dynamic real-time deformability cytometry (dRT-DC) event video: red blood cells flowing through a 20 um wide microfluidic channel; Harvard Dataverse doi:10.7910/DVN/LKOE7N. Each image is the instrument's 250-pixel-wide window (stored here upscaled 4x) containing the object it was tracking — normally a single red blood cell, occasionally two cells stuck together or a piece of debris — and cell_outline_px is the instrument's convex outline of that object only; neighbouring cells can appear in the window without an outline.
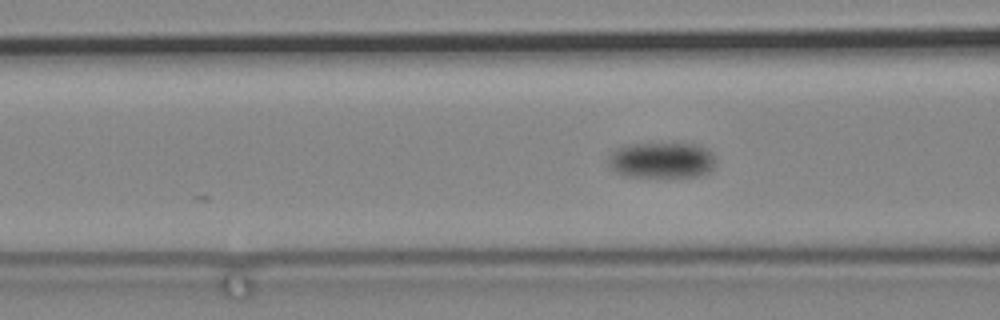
{"species": "common noctule bat (a hibernating species)", "species_latin": "Nyctalus noctula", "temperature_condition": "cold", "stored_images_in_passage": 102, "camera_frame_rate_fps": 3000, "um_per_image_px": 0.085, "animal": {"sex": "male", "body_mass_g": 19.2, "forearm_length_mm": 51.8}, "frame": {"image": 1, "passage_image": 52, "time_ms": 17.0, "image_size_px": [1000, 320], "cell_outline_px": [[716, 160], [712, 168], [708, 172], [696, 176], [624, 176], [616, 172], [608, 164], [608, 160], [612, 152], [616, 148], [628, 144], [696, 144], [704, 148]], "centroid_in_image_um": [56.2, 13.61], "position_along_channel_um": 110.4, "area_um2": 22.02}}
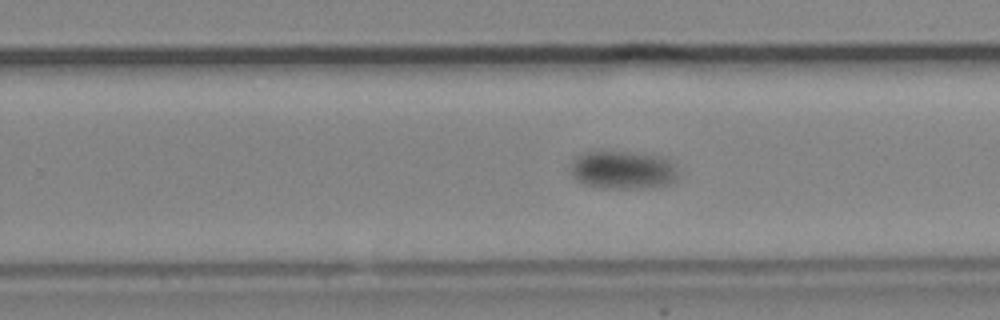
{"frame": {"image": 2, "passage_image": 72, "time_ms": 23.667, "image_size_px": [1000, 320], "cell_outline_px": [[680, 180], [672, 184], [652, 188], [600, 188], [584, 184], [576, 180], [572, 176], [572, 160], [576, 156], [584, 152], [628, 152], [664, 156], [672, 164]], "centroid_in_image_um": [52.98, 14.47], "position_along_channel_um": 276.8, "area_um2": 24.16}}
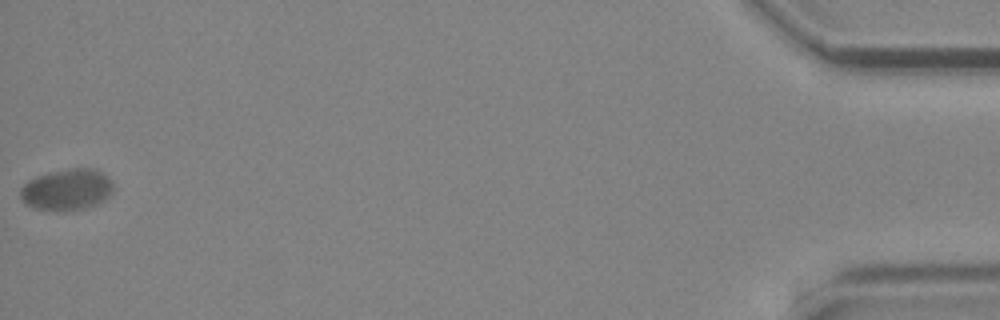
{"frame": {"image": 3, "passage_image": 102, "time_ms": 33.667, "image_size_px": [1000, 320], "cell_outline_px": [[112, 192], [104, 200], [96, 204], [84, 208], [36, 208], [24, 204], [20, 196], [20, 188], [28, 180], [36, 176], [52, 172], [72, 168], [96, 168], [108, 176], [112, 180]], "centroid_in_image_um": [5.7, 16.06], "position_along_channel_um": 429.5, "area_um2": 21.85}}